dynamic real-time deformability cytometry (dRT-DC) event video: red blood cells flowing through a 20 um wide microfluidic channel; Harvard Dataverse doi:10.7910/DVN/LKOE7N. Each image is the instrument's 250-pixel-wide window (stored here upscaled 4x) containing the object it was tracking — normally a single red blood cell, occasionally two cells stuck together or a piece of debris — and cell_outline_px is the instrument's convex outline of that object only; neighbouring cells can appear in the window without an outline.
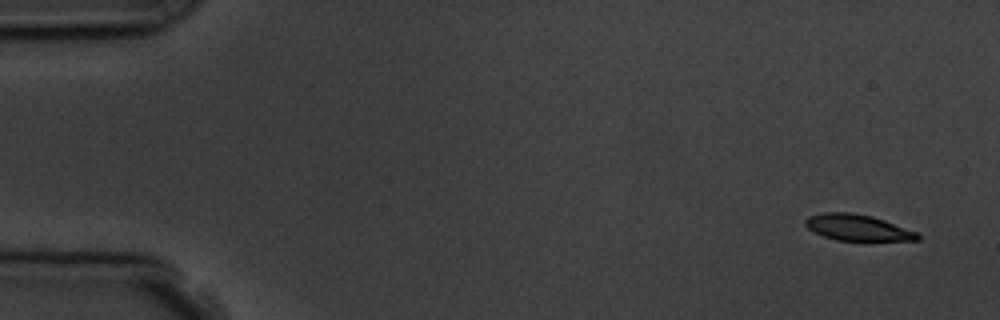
{"species": "common noctule bat (a hibernating species)", "species_latin": "Nyctalus noctula", "temperature_condition": "room temperature", "stored_images_in_passage": 11, "camera_frame_rate_fps": 3000, "um_per_image_px": 0.085, "animal": {"sex": "male", "body_mass_g": 19.5, "forearm_length_mm": 54.6}, "frame": {"image": 1, "passage_image": 1, "time_ms": 0.0, "image_size_px": [1000, 320], "cell_outline_px": [[920, 240], [864, 244], [836, 240], [824, 236], [808, 228], [804, 224], [804, 220], [808, 216], [824, 212], [852, 212], [872, 216], [884, 220], [916, 232], [920, 236]], "centroid_in_image_um": [72.95, 19.41], "position_along_channel_um": 12.1, "area_um2": 18.09}}
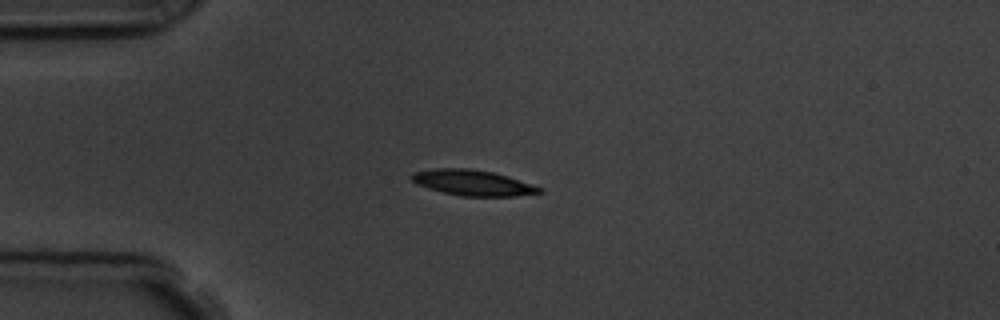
{"frame": {"image": 2, "passage_image": 4, "time_ms": 3.667, "image_size_px": [1000, 320], "cell_outline_px": [[544, 192], [516, 196], [460, 196], [428, 188], [416, 184], [408, 176], [412, 172], [436, 168], [468, 168], [492, 172], [508, 176], [544, 188]], "centroid_in_image_um": [40.18, 15.53], "position_along_channel_um": 44.8, "area_um2": 19.19}}
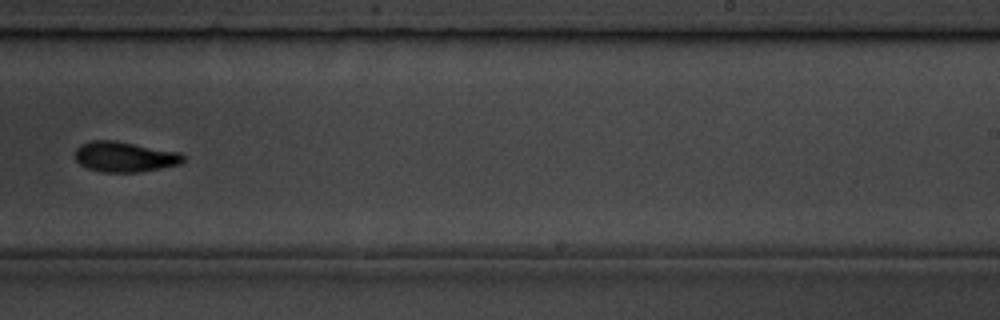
{"frame": {"image": 3, "passage_image": 10, "time_ms": 10.333, "image_size_px": [1000, 320], "cell_outline_px": [[184, 160], [180, 164], [140, 172], [104, 172], [88, 168], [80, 164], [72, 156], [76, 148], [80, 144], [92, 140], [116, 140], [180, 152], [184, 156]], "centroid_in_image_um": [10.56, 13.31], "position_along_channel_um": 278.4, "area_um2": 19.31}}